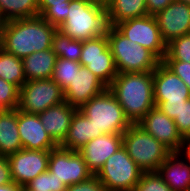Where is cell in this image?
I'll use <instances>...</instances> for the list:
<instances>
[{
    "instance_id": "cell-6",
    "label": "cell",
    "mask_w": 190,
    "mask_h": 191,
    "mask_svg": "<svg viewBox=\"0 0 190 191\" xmlns=\"http://www.w3.org/2000/svg\"><path fill=\"white\" fill-rule=\"evenodd\" d=\"M103 134H123L131 125L114 94L107 88L78 109Z\"/></svg>"
},
{
    "instance_id": "cell-29",
    "label": "cell",
    "mask_w": 190,
    "mask_h": 191,
    "mask_svg": "<svg viewBox=\"0 0 190 191\" xmlns=\"http://www.w3.org/2000/svg\"><path fill=\"white\" fill-rule=\"evenodd\" d=\"M81 66L79 62L57 57L51 79L64 91L69 86V83L72 82Z\"/></svg>"
},
{
    "instance_id": "cell-36",
    "label": "cell",
    "mask_w": 190,
    "mask_h": 191,
    "mask_svg": "<svg viewBox=\"0 0 190 191\" xmlns=\"http://www.w3.org/2000/svg\"><path fill=\"white\" fill-rule=\"evenodd\" d=\"M66 191H108L96 175L80 183L69 185Z\"/></svg>"
},
{
    "instance_id": "cell-42",
    "label": "cell",
    "mask_w": 190,
    "mask_h": 191,
    "mask_svg": "<svg viewBox=\"0 0 190 191\" xmlns=\"http://www.w3.org/2000/svg\"><path fill=\"white\" fill-rule=\"evenodd\" d=\"M92 3L96 5H100L107 9V7L113 2V0H90Z\"/></svg>"
},
{
    "instance_id": "cell-44",
    "label": "cell",
    "mask_w": 190,
    "mask_h": 191,
    "mask_svg": "<svg viewBox=\"0 0 190 191\" xmlns=\"http://www.w3.org/2000/svg\"><path fill=\"white\" fill-rule=\"evenodd\" d=\"M20 191H36V190L31 189L28 185H23V186H21Z\"/></svg>"
},
{
    "instance_id": "cell-5",
    "label": "cell",
    "mask_w": 190,
    "mask_h": 191,
    "mask_svg": "<svg viewBox=\"0 0 190 191\" xmlns=\"http://www.w3.org/2000/svg\"><path fill=\"white\" fill-rule=\"evenodd\" d=\"M123 146L143 172H157L171 151L138 124H131L122 134Z\"/></svg>"
},
{
    "instance_id": "cell-15",
    "label": "cell",
    "mask_w": 190,
    "mask_h": 191,
    "mask_svg": "<svg viewBox=\"0 0 190 191\" xmlns=\"http://www.w3.org/2000/svg\"><path fill=\"white\" fill-rule=\"evenodd\" d=\"M108 87L90 70L81 66L72 82L63 91L64 98L71 106L79 109L92 97L104 92Z\"/></svg>"
},
{
    "instance_id": "cell-37",
    "label": "cell",
    "mask_w": 190,
    "mask_h": 191,
    "mask_svg": "<svg viewBox=\"0 0 190 191\" xmlns=\"http://www.w3.org/2000/svg\"><path fill=\"white\" fill-rule=\"evenodd\" d=\"M186 102L182 101H164V102H154L155 106L158 107L162 112H164L169 118L174 119L181 109V106Z\"/></svg>"
},
{
    "instance_id": "cell-26",
    "label": "cell",
    "mask_w": 190,
    "mask_h": 191,
    "mask_svg": "<svg viewBox=\"0 0 190 191\" xmlns=\"http://www.w3.org/2000/svg\"><path fill=\"white\" fill-rule=\"evenodd\" d=\"M0 77L14 84L18 89L26 82L23 61L15 55L0 49Z\"/></svg>"
},
{
    "instance_id": "cell-30",
    "label": "cell",
    "mask_w": 190,
    "mask_h": 191,
    "mask_svg": "<svg viewBox=\"0 0 190 191\" xmlns=\"http://www.w3.org/2000/svg\"><path fill=\"white\" fill-rule=\"evenodd\" d=\"M163 60H177L190 63V34L174 38L166 44Z\"/></svg>"
},
{
    "instance_id": "cell-28",
    "label": "cell",
    "mask_w": 190,
    "mask_h": 191,
    "mask_svg": "<svg viewBox=\"0 0 190 191\" xmlns=\"http://www.w3.org/2000/svg\"><path fill=\"white\" fill-rule=\"evenodd\" d=\"M51 49L59 58L79 62L82 41L71 39L57 29L53 35Z\"/></svg>"
},
{
    "instance_id": "cell-18",
    "label": "cell",
    "mask_w": 190,
    "mask_h": 191,
    "mask_svg": "<svg viewBox=\"0 0 190 191\" xmlns=\"http://www.w3.org/2000/svg\"><path fill=\"white\" fill-rule=\"evenodd\" d=\"M123 146L122 134H102L85 144L78 152L89 170L96 175L106 160Z\"/></svg>"
},
{
    "instance_id": "cell-45",
    "label": "cell",
    "mask_w": 190,
    "mask_h": 191,
    "mask_svg": "<svg viewBox=\"0 0 190 191\" xmlns=\"http://www.w3.org/2000/svg\"><path fill=\"white\" fill-rule=\"evenodd\" d=\"M177 1L183 2V3L187 4V5H190V0H177Z\"/></svg>"
},
{
    "instance_id": "cell-19",
    "label": "cell",
    "mask_w": 190,
    "mask_h": 191,
    "mask_svg": "<svg viewBox=\"0 0 190 191\" xmlns=\"http://www.w3.org/2000/svg\"><path fill=\"white\" fill-rule=\"evenodd\" d=\"M76 110L64 101L38 114L44 129L58 146L64 142Z\"/></svg>"
},
{
    "instance_id": "cell-32",
    "label": "cell",
    "mask_w": 190,
    "mask_h": 191,
    "mask_svg": "<svg viewBox=\"0 0 190 191\" xmlns=\"http://www.w3.org/2000/svg\"><path fill=\"white\" fill-rule=\"evenodd\" d=\"M132 191H173L158 172H143Z\"/></svg>"
},
{
    "instance_id": "cell-24",
    "label": "cell",
    "mask_w": 190,
    "mask_h": 191,
    "mask_svg": "<svg viewBox=\"0 0 190 191\" xmlns=\"http://www.w3.org/2000/svg\"><path fill=\"white\" fill-rule=\"evenodd\" d=\"M107 15L110 26L128 19L147 16L146 0H113L107 7Z\"/></svg>"
},
{
    "instance_id": "cell-39",
    "label": "cell",
    "mask_w": 190,
    "mask_h": 191,
    "mask_svg": "<svg viewBox=\"0 0 190 191\" xmlns=\"http://www.w3.org/2000/svg\"><path fill=\"white\" fill-rule=\"evenodd\" d=\"M174 0H146L148 15L155 16L158 12L165 9Z\"/></svg>"
},
{
    "instance_id": "cell-1",
    "label": "cell",
    "mask_w": 190,
    "mask_h": 191,
    "mask_svg": "<svg viewBox=\"0 0 190 191\" xmlns=\"http://www.w3.org/2000/svg\"><path fill=\"white\" fill-rule=\"evenodd\" d=\"M55 26L41 16L6 21L2 31V49L23 59L33 52L51 49Z\"/></svg>"
},
{
    "instance_id": "cell-16",
    "label": "cell",
    "mask_w": 190,
    "mask_h": 191,
    "mask_svg": "<svg viewBox=\"0 0 190 191\" xmlns=\"http://www.w3.org/2000/svg\"><path fill=\"white\" fill-rule=\"evenodd\" d=\"M18 132L25 149L52 150L58 146L44 129L38 114L18 110Z\"/></svg>"
},
{
    "instance_id": "cell-33",
    "label": "cell",
    "mask_w": 190,
    "mask_h": 191,
    "mask_svg": "<svg viewBox=\"0 0 190 191\" xmlns=\"http://www.w3.org/2000/svg\"><path fill=\"white\" fill-rule=\"evenodd\" d=\"M0 105L3 109H17L19 89L0 77Z\"/></svg>"
},
{
    "instance_id": "cell-7",
    "label": "cell",
    "mask_w": 190,
    "mask_h": 191,
    "mask_svg": "<svg viewBox=\"0 0 190 191\" xmlns=\"http://www.w3.org/2000/svg\"><path fill=\"white\" fill-rule=\"evenodd\" d=\"M142 173L122 146L106 160L96 176L108 191H132Z\"/></svg>"
},
{
    "instance_id": "cell-2",
    "label": "cell",
    "mask_w": 190,
    "mask_h": 191,
    "mask_svg": "<svg viewBox=\"0 0 190 191\" xmlns=\"http://www.w3.org/2000/svg\"><path fill=\"white\" fill-rule=\"evenodd\" d=\"M108 89L131 124H137L153 107V72L118 73Z\"/></svg>"
},
{
    "instance_id": "cell-14",
    "label": "cell",
    "mask_w": 190,
    "mask_h": 191,
    "mask_svg": "<svg viewBox=\"0 0 190 191\" xmlns=\"http://www.w3.org/2000/svg\"><path fill=\"white\" fill-rule=\"evenodd\" d=\"M161 38L168 44L174 38L190 34V5L174 0L155 15Z\"/></svg>"
},
{
    "instance_id": "cell-13",
    "label": "cell",
    "mask_w": 190,
    "mask_h": 191,
    "mask_svg": "<svg viewBox=\"0 0 190 191\" xmlns=\"http://www.w3.org/2000/svg\"><path fill=\"white\" fill-rule=\"evenodd\" d=\"M137 124L171 152H181L184 139L177 131L174 120L158 107H153Z\"/></svg>"
},
{
    "instance_id": "cell-17",
    "label": "cell",
    "mask_w": 190,
    "mask_h": 191,
    "mask_svg": "<svg viewBox=\"0 0 190 191\" xmlns=\"http://www.w3.org/2000/svg\"><path fill=\"white\" fill-rule=\"evenodd\" d=\"M153 93L154 102L190 99L187 85L162 62L153 71Z\"/></svg>"
},
{
    "instance_id": "cell-22",
    "label": "cell",
    "mask_w": 190,
    "mask_h": 191,
    "mask_svg": "<svg viewBox=\"0 0 190 191\" xmlns=\"http://www.w3.org/2000/svg\"><path fill=\"white\" fill-rule=\"evenodd\" d=\"M21 149L18 109H4L0 113V155L8 157Z\"/></svg>"
},
{
    "instance_id": "cell-34",
    "label": "cell",
    "mask_w": 190,
    "mask_h": 191,
    "mask_svg": "<svg viewBox=\"0 0 190 191\" xmlns=\"http://www.w3.org/2000/svg\"><path fill=\"white\" fill-rule=\"evenodd\" d=\"M177 131L182 136V138H186L190 136V99L186 100L184 104L181 106L179 114L173 119Z\"/></svg>"
},
{
    "instance_id": "cell-9",
    "label": "cell",
    "mask_w": 190,
    "mask_h": 191,
    "mask_svg": "<svg viewBox=\"0 0 190 191\" xmlns=\"http://www.w3.org/2000/svg\"><path fill=\"white\" fill-rule=\"evenodd\" d=\"M79 63L96 75L107 87L118 74L107 34L82 41Z\"/></svg>"
},
{
    "instance_id": "cell-10",
    "label": "cell",
    "mask_w": 190,
    "mask_h": 191,
    "mask_svg": "<svg viewBox=\"0 0 190 191\" xmlns=\"http://www.w3.org/2000/svg\"><path fill=\"white\" fill-rule=\"evenodd\" d=\"M122 35L152 51L161 61L166 55V43L161 38L155 16L128 19L114 26Z\"/></svg>"
},
{
    "instance_id": "cell-38",
    "label": "cell",
    "mask_w": 190,
    "mask_h": 191,
    "mask_svg": "<svg viewBox=\"0 0 190 191\" xmlns=\"http://www.w3.org/2000/svg\"><path fill=\"white\" fill-rule=\"evenodd\" d=\"M8 158L0 155V185L12 183Z\"/></svg>"
},
{
    "instance_id": "cell-27",
    "label": "cell",
    "mask_w": 190,
    "mask_h": 191,
    "mask_svg": "<svg viewBox=\"0 0 190 191\" xmlns=\"http://www.w3.org/2000/svg\"><path fill=\"white\" fill-rule=\"evenodd\" d=\"M73 0H39V16L57 29L66 21Z\"/></svg>"
},
{
    "instance_id": "cell-8",
    "label": "cell",
    "mask_w": 190,
    "mask_h": 191,
    "mask_svg": "<svg viewBox=\"0 0 190 191\" xmlns=\"http://www.w3.org/2000/svg\"><path fill=\"white\" fill-rule=\"evenodd\" d=\"M65 101L61 87L51 78L26 81L19 89L18 110L39 114Z\"/></svg>"
},
{
    "instance_id": "cell-21",
    "label": "cell",
    "mask_w": 190,
    "mask_h": 191,
    "mask_svg": "<svg viewBox=\"0 0 190 191\" xmlns=\"http://www.w3.org/2000/svg\"><path fill=\"white\" fill-rule=\"evenodd\" d=\"M102 134L101 131H97L92 121L77 109L71 119L68 134L60 146L72 151H79L89 141Z\"/></svg>"
},
{
    "instance_id": "cell-4",
    "label": "cell",
    "mask_w": 190,
    "mask_h": 191,
    "mask_svg": "<svg viewBox=\"0 0 190 191\" xmlns=\"http://www.w3.org/2000/svg\"><path fill=\"white\" fill-rule=\"evenodd\" d=\"M107 39L118 73L153 72L162 62L152 51L129 40L114 26H109Z\"/></svg>"
},
{
    "instance_id": "cell-35",
    "label": "cell",
    "mask_w": 190,
    "mask_h": 191,
    "mask_svg": "<svg viewBox=\"0 0 190 191\" xmlns=\"http://www.w3.org/2000/svg\"><path fill=\"white\" fill-rule=\"evenodd\" d=\"M162 63L180 77L190 91V63L177 60H162Z\"/></svg>"
},
{
    "instance_id": "cell-25",
    "label": "cell",
    "mask_w": 190,
    "mask_h": 191,
    "mask_svg": "<svg viewBox=\"0 0 190 191\" xmlns=\"http://www.w3.org/2000/svg\"><path fill=\"white\" fill-rule=\"evenodd\" d=\"M39 16V0H0V18L6 22Z\"/></svg>"
},
{
    "instance_id": "cell-3",
    "label": "cell",
    "mask_w": 190,
    "mask_h": 191,
    "mask_svg": "<svg viewBox=\"0 0 190 191\" xmlns=\"http://www.w3.org/2000/svg\"><path fill=\"white\" fill-rule=\"evenodd\" d=\"M109 26L106 8L90 0H73L58 30L71 39L86 41L107 34Z\"/></svg>"
},
{
    "instance_id": "cell-11",
    "label": "cell",
    "mask_w": 190,
    "mask_h": 191,
    "mask_svg": "<svg viewBox=\"0 0 190 191\" xmlns=\"http://www.w3.org/2000/svg\"><path fill=\"white\" fill-rule=\"evenodd\" d=\"M48 171L69 185L80 183L93 176L83 156L78 151H72L61 146L50 150Z\"/></svg>"
},
{
    "instance_id": "cell-31",
    "label": "cell",
    "mask_w": 190,
    "mask_h": 191,
    "mask_svg": "<svg viewBox=\"0 0 190 191\" xmlns=\"http://www.w3.org/2000/svg\"><path fill=\"white\" fill-rule=\"evenodd\" d=\"M27 185L36 191H66L67 188L62 180L57 179L54 173L48 170L38 175Z\"/></svg>"
},
{
    "instance_id": "cell-46",
    "label": "cell",
    "mask_w": 190,
    "mask_h": 191,
    "mask_svg": "<svg viewBox=\"0 0 190 191\" xmlns=\"http://www.w3.org/2000/svg\"><path fill=\"white\" fill-rule=\"evenodd\" d=\"M4 109L2 108V106L0 105V113L3 111Z\"/></svg>"
},
{
    "instance_id": "cell-20",
    "label": "cell",
    "mask_w": 190,
    "mask_h": 191,
    "mask_svg": "<svg viewBox=\"0 0 190 191\" xmlns=\"http://www.w3.org/2000/svg\"><path fill=\"white\" fill-rule=\"evenodd\" d=\"M157 172L173 191H190V161L181 152H171Z\"/></svg>"
},
{
    "instance_id": "cell-43",
    "label": "cell",
    "mask_w": 190,
    "mask_h": 191,
    "mask_svg": "<svg viewBox=\"0 0 190 191\" xmlns=\"http://www.w3.org/2000/svg\"><path fill=\"white\" fill-rule=\"evenodd\" d=\"M4 21L0 18V49L2 48V31L4 26Z\"/></svg>"
},
{
    "instance_id": "cell-40",
    "label": "cell",
    "mask_w": 190,
    "mask_h": 191,
    "mask_svg": "<svg viewBox=\"0 0 190 191\" xmlns=\"http://www.w3.org/2000/svg\"><path fill=\"white\" fill-rule=\"evenodd\" d=\"M181 153L190 161V136L184 138Z\"/></svg>"
},
{
    "instance_id": "cell-12",
    "label": "cell",
    "mask_w": 190,
    "mask_h": 191,
    "mask_svg": "<svg viewBox=\"0 0 190 191\" xmlns=\"http://www.w3.org/2000/svg\"><path fill=\"white\" fill-rule=\"evenodd\" d=\"M50 150L21 149L8 156L11 178L16 184L23 186L48 170Z\"/></svg>"
},
{
    "instance_id": "cell-41",
    "label": "cell",
    "mask_w": 190,
    "mask_h": 191,
    "mask_svg": "<svg viewBox=\"0 0 190 191\" xmlns=\"http://www.w3.org/2000/svg\"><path fill=\"white\" fill-rule=\"evenodd\" d=\"M21 186L16 184L15 182L6 184V185H0V191H20Z\"/></svg>"
},
{
    "instance_id": "cell-23",
    "label": "cell",
    "mask_w": 190,
    "mask_h": 191,
    "mask_svg": "<svg viewBox=\"0 0 190 191\" xmlns=\"http://www.w3.org/2000/svg\"><path fill=\"white\" fill-rule=\"evenodd\" d=\"M57 55L52 49L33 52L22 59L26 81L52 78Z\"/></svg>"
}]
</instances>
